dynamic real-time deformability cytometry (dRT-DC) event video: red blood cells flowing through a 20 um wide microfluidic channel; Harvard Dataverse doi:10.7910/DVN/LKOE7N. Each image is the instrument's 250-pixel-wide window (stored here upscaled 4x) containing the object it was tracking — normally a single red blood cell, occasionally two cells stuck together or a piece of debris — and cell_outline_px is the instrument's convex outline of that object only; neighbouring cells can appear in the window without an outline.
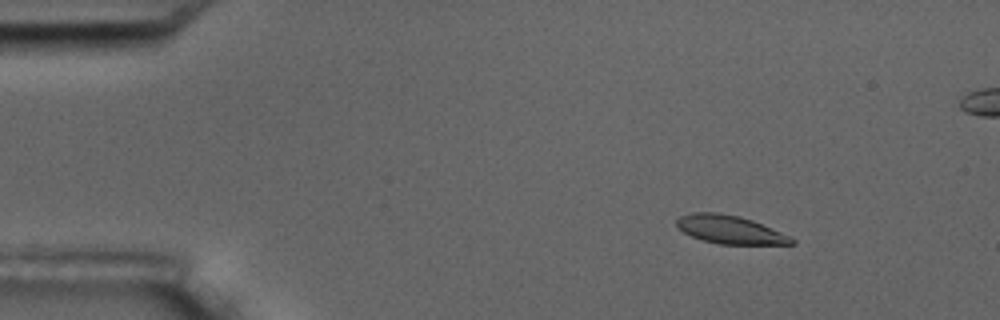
{"species": "common noctule bat (a hibernating species)", "species_latin": "Nyctalus noctula", "temperature_condition": "room temperature", "stored_images_in_passage": 5, "camera_frame_rate_fps": 3000, "um_per_image_px": 0.085, "animal": {"sex": "male", "body_mass_g": 17.5, "forearm_length_mm": 52.3}, "frame": {"image": 1, "passage_image": 2, "time_ms": 1.333, "image_size_px": [1000, 320], "cell_outline_px": [[796, 244], [720, 244], [704, 240], [692, 236], [684, 232], [676, 224], [676, 220], [680, 216], [692, 212], [716, 212], [740, 216], [752, 220], [792, 236], [796, 240]], "centroid_in_image_um": [62.09, 19.51], "position_along_channel_um": 22.9, "area_um2": 18.9}}